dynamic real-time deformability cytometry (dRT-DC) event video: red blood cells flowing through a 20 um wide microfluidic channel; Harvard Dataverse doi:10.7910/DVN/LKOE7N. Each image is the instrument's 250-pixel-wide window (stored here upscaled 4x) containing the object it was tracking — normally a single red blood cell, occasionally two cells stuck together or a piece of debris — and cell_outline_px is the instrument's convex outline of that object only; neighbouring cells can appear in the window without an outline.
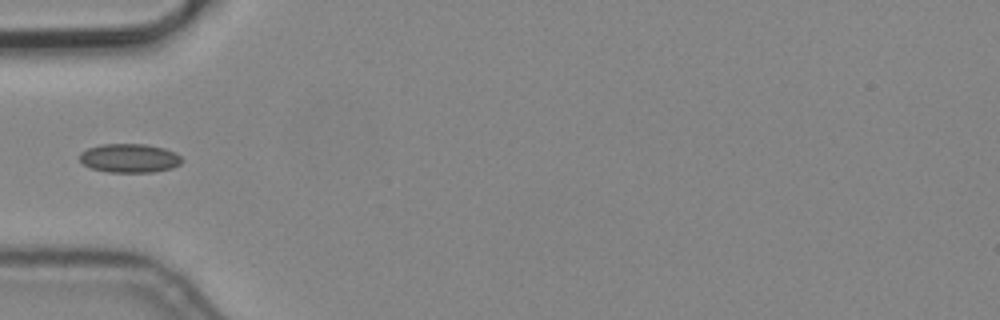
{"species": "common noctule bat (a hibernating species)", "species_latin": "Nyctalus noctula", "temperature_condition": "cold", "stored_images_in_passage": 4, "camera_frame_rate_fps": 3000, "um_per_image_px": 0.085, "animal": {"sex": "male", "body_mass_g": 19.2, "forearm_length_mm": 51.8}, "frame": {"image": 1, "passage_image": 4, "time_ms": 1.0, "image_size_px": [1000, 320], "cell_outline_px": [[184, 160], [180, 164], [172, 168], [152, 172], [108, 172], [88, 168], [80, 160], [80, 152], [88, 148], [100, 144], [144, 144], [164, 148], [176, 152]], "centroid_in_image_um": [11.01, 13.44], "position_along_channel_um": 74.0, "area_um2": 17.34}}